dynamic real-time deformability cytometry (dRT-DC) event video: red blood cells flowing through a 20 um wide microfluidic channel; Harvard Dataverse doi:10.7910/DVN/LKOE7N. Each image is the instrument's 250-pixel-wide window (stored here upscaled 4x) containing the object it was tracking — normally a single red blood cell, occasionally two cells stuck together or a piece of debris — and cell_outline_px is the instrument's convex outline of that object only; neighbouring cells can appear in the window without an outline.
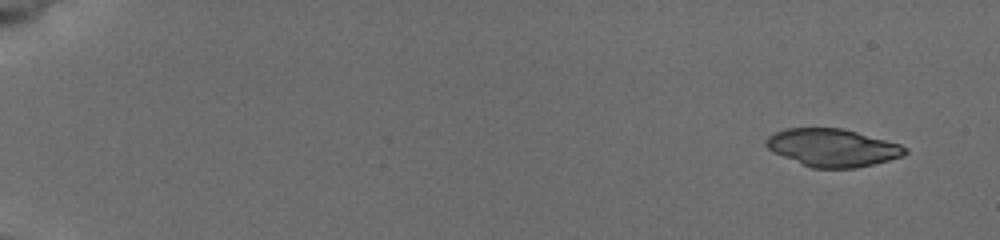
{"species": "common noctule bat (a hibernating species)", "species_latin": "Nyctalus noctula", "temperature_condition": "cold", "stored_images_in_passage": 6, "camera_frame_rate_fps": 3000, "um_per_image_px": 0.085, "animal": {"sex": "female", "body_mass_g": 19.5, "forearm_length_mm": 54.1}, "frame": {"image": 1, "passage_image": 1, "time_ms": 0.0, "image_size_px": [1000, 240], "cell_outline_px": [[908, 152], [900, 156], [888, 160], [856, 168], [812, 168], [772, 152], [764, 144], [764, 140], [768, 136], [776, 132], [788, 128], [840, 128], [856, 132], [900, 144], [908, 148]], "centroid_in_image_um": [70.73, 12.55], "position_along_channel_um": 14.3, "area_um2": 30.29}}
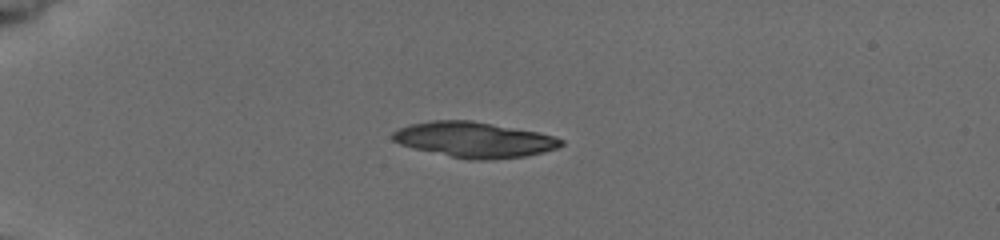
{"frame": {"image": 2, "passage_image": 5, "time_ms": 4.0, "image_size_px": [1000, 240], "cell_outline_px": [[564, 144], [556, 148], [544, 152], [524, 156], [492, 160], [468, 160], [416, 148], [400, 144], [392, 140], [392, 132], [400, 128], [412, 124], [432, 120], [472, 120], [536, 132], [552, 136], [564, 140]], "centroid_in_image_um": [40.32, 11.88], "position_along_channel_um": 44.7, "area_um2": 34.45}}